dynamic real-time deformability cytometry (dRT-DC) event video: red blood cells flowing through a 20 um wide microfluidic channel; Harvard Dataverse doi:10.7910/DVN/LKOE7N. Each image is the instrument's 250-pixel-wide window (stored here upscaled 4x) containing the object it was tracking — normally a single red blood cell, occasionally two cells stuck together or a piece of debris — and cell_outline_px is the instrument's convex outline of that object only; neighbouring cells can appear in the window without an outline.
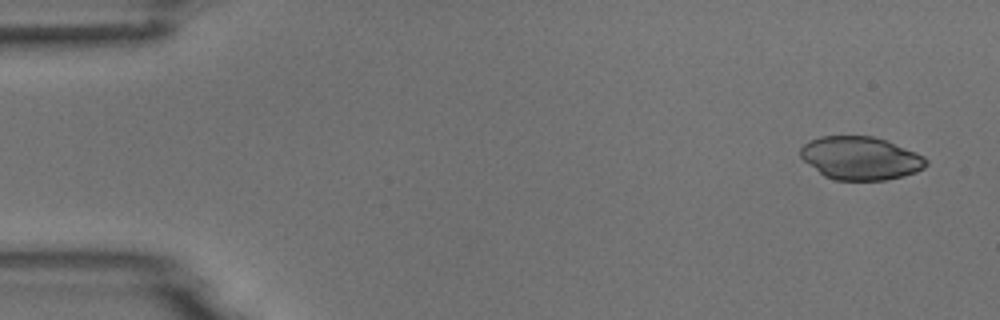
{"species": "common noctule bat (a hibernating species)", "species_latin": "Nyctalus noctula", "temperature_condition": "room temperature", "stored_images_in_passage": 5, "camera_frame_rate_fps": 3000, "um_per_image_px": 0.085, "animal": {"sex": "male", "body_mass_g": 18.8}, "frame": {"image": 1, "passage_image": 1, "time_ms": 0.0, "image_size_px": [1000, 320], "cell_outline_px": [[928, 164], [924, 168], [916, 172], [904, 176], [884, 180], [836, 180], [824, 176], [804, 160], [800, 156], [800, 148], [808, 140], [820, 136], [872, 136], [884, 140], [916, 152], [924, 156], [928, 160]], "centroid_in_image_um": [73.15, 13.44], "position_along_channel_um": 11.9, "area_um2": 31.56}}